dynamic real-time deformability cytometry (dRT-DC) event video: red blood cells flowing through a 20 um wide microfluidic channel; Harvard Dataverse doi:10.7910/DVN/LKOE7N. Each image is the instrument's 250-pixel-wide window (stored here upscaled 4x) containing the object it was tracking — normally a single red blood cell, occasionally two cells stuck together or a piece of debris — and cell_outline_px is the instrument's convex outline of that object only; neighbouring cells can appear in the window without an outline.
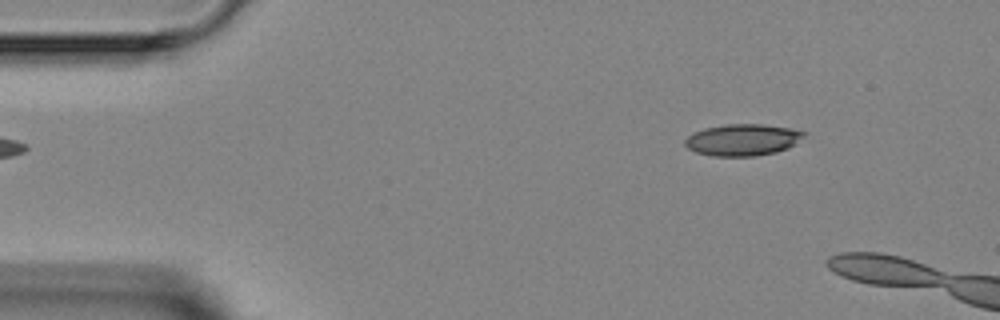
{"species": "Egyptian fruit bat (a non-hibernating species)", "species_latin": "Rousettus aegyptiacus", "temperature_condition": "room temperature", "stored_images_in_passage": 2, "camera_frame_rate_fps": 3000, "um_per_image_px": 0.085, "animal": {"sex": "female"}, "frame": {"image": 1, "passage_image": 2, "time_ms": 1.0, "image_size_px": [1000, 320], "cell_outline_px": [[808, 132], [804, 136], [788, 148], [776, 152], [756, 156], [712, 156], [696, 152], [688, 148], [684, 144], [684, 140], [688, 136], [704, 128], [728, 124], [760, 124], [788, 128]], "centroid_in_image_um": [63.11, 11.89], "position_along_channel_um": 21.9, "area_um2": 21.79}}